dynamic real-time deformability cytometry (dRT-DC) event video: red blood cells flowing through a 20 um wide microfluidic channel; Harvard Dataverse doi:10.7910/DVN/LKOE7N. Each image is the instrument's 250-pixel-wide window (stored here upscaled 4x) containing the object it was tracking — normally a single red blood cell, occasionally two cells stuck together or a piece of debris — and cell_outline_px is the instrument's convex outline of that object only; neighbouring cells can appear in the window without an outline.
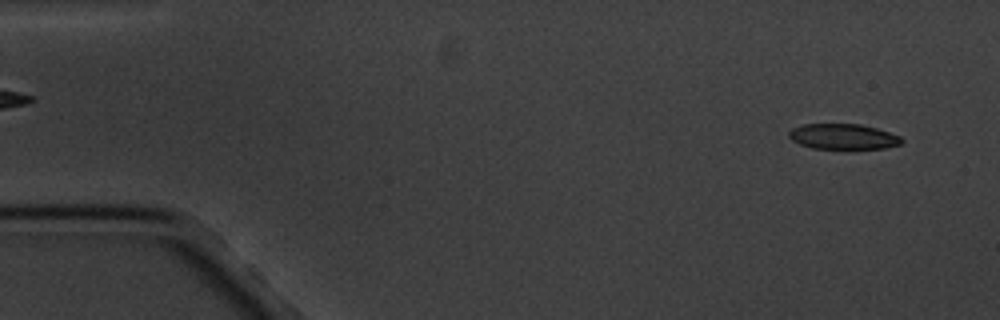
{"species": "common noctule bat (a hibernating species)", "species_latin": "Nyctalus noctula", "temperature_condition": "cold", "stored_images_in_passage": 5, "camera_frame_rate_fps": 3000, "um_per_image_px": 0.085, "animal": {"sex": "male", "body_mass_g": 20.1, "forearm_length_mm": 53.5}, "frame": {"image": 1, "passage_image": 1, "time_ms": 0.0, "image_size_px": [1000, 320], "cell_outline_px": [[904, 140], [900, 144], [884, 148], [848, 152], [812, 148], [800, 144], [792, 140], [788, 136], [788, 132], [792, 128], [804, 124], [860, 124], [876, 128], [900, 136]], "centroid_in_image_um": [71.67, 11.66], "position_along_channel_um": 13.3, "area_um2": 17.57}}